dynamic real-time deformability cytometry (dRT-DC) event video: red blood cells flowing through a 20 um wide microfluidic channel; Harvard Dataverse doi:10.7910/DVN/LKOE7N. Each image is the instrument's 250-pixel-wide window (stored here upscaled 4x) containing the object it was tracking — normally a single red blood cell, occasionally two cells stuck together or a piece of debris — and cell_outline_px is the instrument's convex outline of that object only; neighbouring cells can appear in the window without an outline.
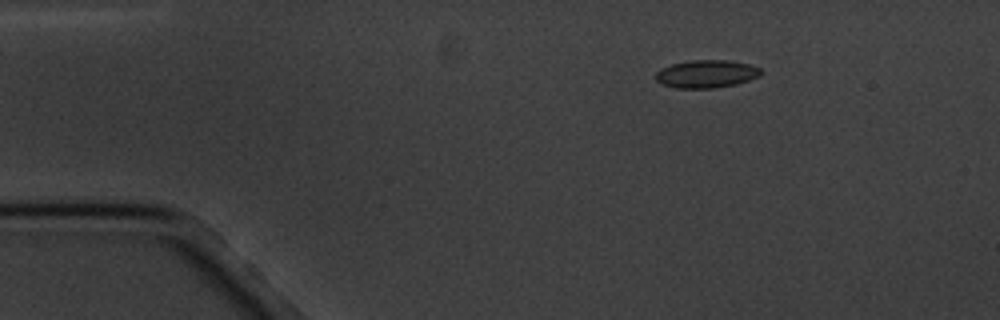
{"species": "common noctule bat (a hibernating species)", "species_latin": "Nyctalus noctula", "temperature_condition": "cold", "stored_images_in_passage": 5, "camera_frame_rate_fps": 3000, "um_per_image_px": 0.085, "animal": {"sex": "male", "body_mass_g": 20.1, "forearm_length_mm": 53.5}, "frame": {"image": 1, "passage_image": 3, "time_ms": 2.333, "image_size_px": [1000, 320], "cell_outline_px": [[760, 76], [736, 84], [712, 88], [676, 88], [660, 84], [656, 80], [656, 72], [660, 68], [672, 64], [688, 60], [728, 60], [748, 64], [760, 68]], "centroid_in_image_um": [60.0, 6.28], "position_along_channel_um": 25.0, "area_um2": 17.05}}